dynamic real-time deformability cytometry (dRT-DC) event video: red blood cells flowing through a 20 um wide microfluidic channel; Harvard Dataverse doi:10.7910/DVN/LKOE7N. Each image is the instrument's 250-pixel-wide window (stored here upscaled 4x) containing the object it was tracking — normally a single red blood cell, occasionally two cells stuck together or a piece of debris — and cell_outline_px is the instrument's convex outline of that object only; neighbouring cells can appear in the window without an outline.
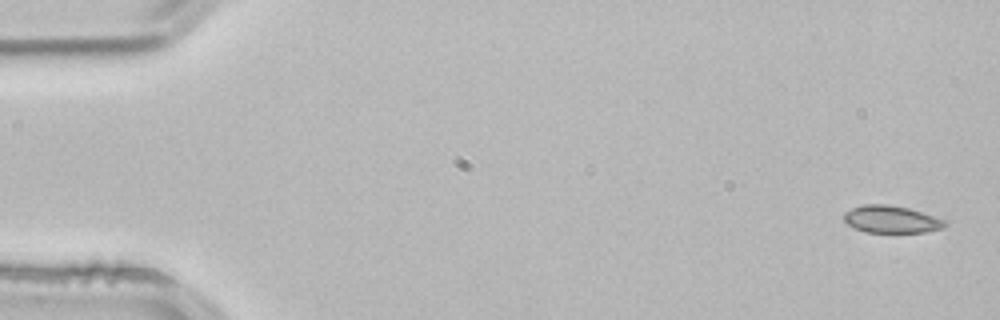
{"species": "common noctule bat (a hibernating species)", "species_latin": "Nyctalus noctula", "temperature_condition": "room temperature", "stored_images_in_passage": 4, "segment_of_instrument_passage": [2, 2], "camera_frame_rate_fps": 3000, "um_per_image_px": 0.085, "animal": {"sex": "male", "body_mass_g": 21.5, "forearm_length_mm": 52.0}, "frame": {"image": 1, "passage_image": 4, "time_ms": 1.0, "image_size_px": [1000, 320], "cell_outline_px": [[948, 224], [944, 228], [924, 232], [864, 232], [848, 224], [844, 220], [844, 212], [852, 208], [864, 204], [884, 204], [908, 208], [944, 220]], "centroid_in_image_um": [75.74, 18.64], "position_along_channel_um": 9.3, "area_um2": 15.84}}